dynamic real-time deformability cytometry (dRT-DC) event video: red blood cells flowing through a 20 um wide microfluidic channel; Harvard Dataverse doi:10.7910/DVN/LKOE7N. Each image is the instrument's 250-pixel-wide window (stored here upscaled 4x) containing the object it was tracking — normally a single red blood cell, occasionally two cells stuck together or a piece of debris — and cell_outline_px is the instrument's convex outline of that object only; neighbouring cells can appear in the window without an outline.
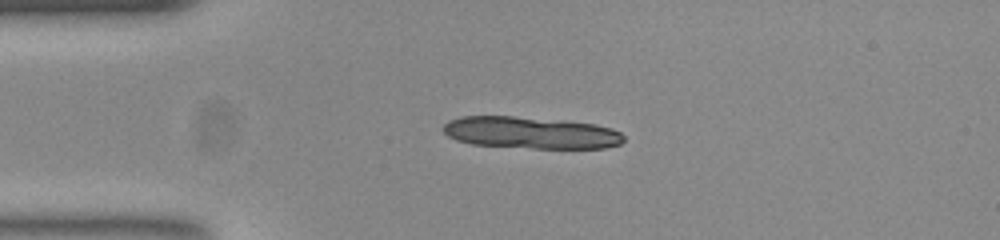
{"species": "common noctule bat (a hibernating species)", "species_latin": "Nyctalus noctula", "temperature_condition": "room temperature", "stored_images_in_passage": 42, "segment_of_instrument_passage": [1, 2], "camera_frame_rate_fps": 3000, "um_per_image_px": 0.085, "animal": {"sex": "female", "body_mass_g": 23.0, "forearm_length_mm": 53.4}, "frame": {"image": 1, "passage_image": 1, "time_ms": 0.0, "image_size_px": [1000, 240], "cell_outline_px": [[624, 140], [620, 144], [604, 148], [532, 148], [472, 144], [456, 140], [448, 136], [440, 128], [448, 120], [460, 116], [512, 116], [596, 124], [612, 128], [620, 132], [624, 136]], "centroid_in_image_um": [45.08, 11.28], "position_along_channel_um": 39.9, "area_um2": 33.52}}